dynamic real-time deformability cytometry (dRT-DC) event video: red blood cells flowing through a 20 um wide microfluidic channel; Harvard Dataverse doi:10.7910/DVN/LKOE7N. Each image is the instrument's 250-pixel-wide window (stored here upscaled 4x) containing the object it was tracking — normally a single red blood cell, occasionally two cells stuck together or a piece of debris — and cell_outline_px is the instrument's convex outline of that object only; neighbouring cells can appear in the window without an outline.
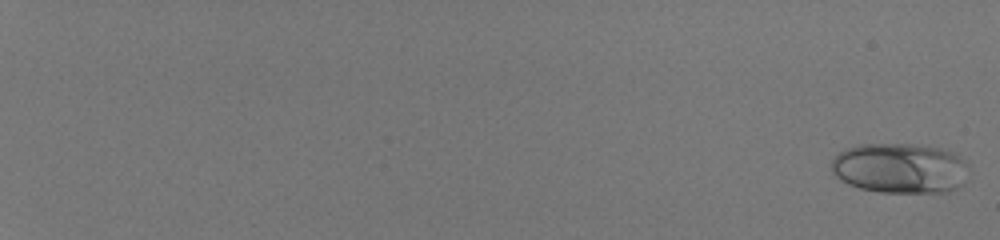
{"species": "human", "species_latin": "Homo sapiens", "temperature_condition": "room temperature", "stored_images_in_passage": 55, "camera_frame_rate_fps": 3000, "um_per_image_px": 0.085, "donor": {"sex": "male"}, "frame": {"image": 1, "passage_image": 1, "time_ms": 0.0, "image_size_px": [1000, 240], "cell_outline_px": [[968, 180], [956, 188], [948, 192], [880, 192], [860, 188], [848, 184], [840, 180], [832, 172], [832, 160], [844, 148], [860, 144], [912, 144], [940, 148], [956, 152], [968, 164]], "centroid_in_image_um": [76.54, 14.29], "position_along_channel_um": 8.5, "area_um2": 40.63}}
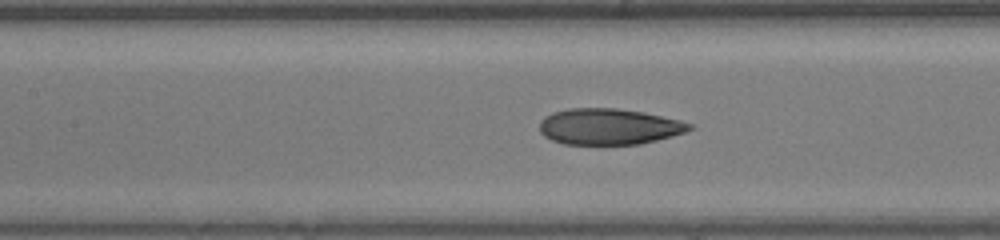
{"frame": {"image": 2, "passage_image": 32, "time_ms": 10.333, "image_size_px": [1000, 240], "cell_outline_px": [[696, 128], [672, 136], [640, 144], [564, 144], [552, 140], [544, 136], [540, 132], [540, 120], [544, 116], [552, 112], [568, 108], [616, 108], [644, 112], [680, 120], [692, 124]], "centroid_in_image_um": [51.75, 10.75], "position_along_channel_um": 155.6, "area_um2": 31.67}}
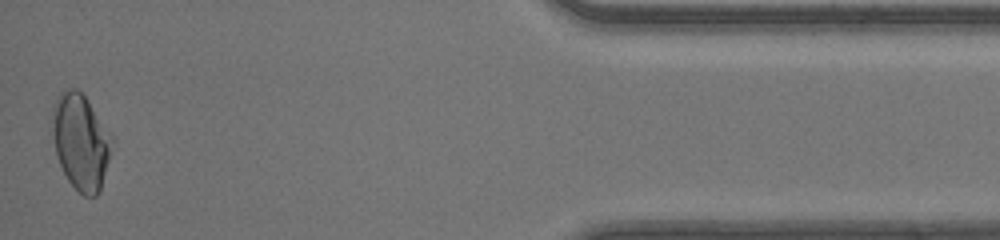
{"frame": {"image": 3, "passage_image": 55, "time_ms": 18.0, "image_size_px": [1000, 240], "cell_outline_px": [[112, 140], [108, 160], [100, 192], [96, 196], [84, 196], [68, 180], [60, 164], [56, 152], [52, 132], [52, 104], [60, 92], [64, 88], [76, 88], [84, 96], [112, 136]], "centroid_in_image_um": [6.83, 12.02], "position_along_channel_um": 428.4, "area_um2": 32.77}, "authors_computed_cell_mechanics": {"area_um2": 32.4836, "velocity_mm_per_s": 4.2134, "shape_relaxation_time_tau1_ms": 10.3079, "shape_relaxation_time_tau2_ms": 1.026, "deformation_change_tau1": 0.2447, "deformation_change_tau2": 0.0673}}